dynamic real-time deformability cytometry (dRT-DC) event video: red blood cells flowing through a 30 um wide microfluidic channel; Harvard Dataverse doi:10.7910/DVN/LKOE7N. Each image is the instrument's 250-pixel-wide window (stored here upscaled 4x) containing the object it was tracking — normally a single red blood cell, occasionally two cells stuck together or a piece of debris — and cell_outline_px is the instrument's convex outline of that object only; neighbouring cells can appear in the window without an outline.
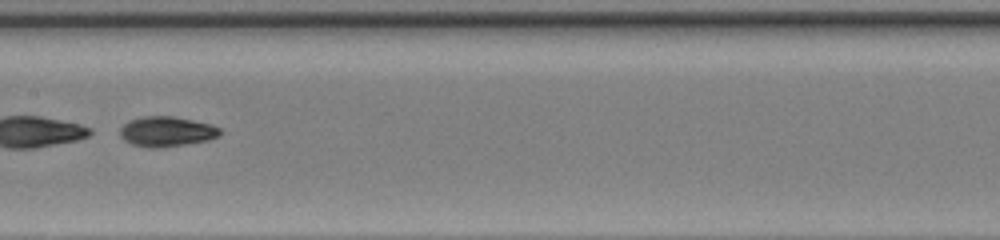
{"species": "common noctule bat (a hibernating species)", "species_latin": "Nyctalus noctula", "temperature_condition": "warm", "stored_images_in_passage": 32, "camera_frame_rate_fps": 3000, "um_per_image_px": 0.085, "animal": {"sex": "female", "body_mass_g": 20.0, "forearm_length_mm": 54.0}, "frame": {"image": 1, "passage_image": 10, "time_ms": 3.0, "image_size_px": [1000, 240], "cell_outline_px": [[220, 136], [208, 140], [164, 148], [148, 148], [132, 144], [124, 140], [120, 136], [120, 128], [128, 120], [144, 116], [172, 116], [192, 120], [208, 124], [220, 128]], "centroid_in_image_um": [14.13, 11.19], "position_along_channel_um": 193.3, "area_um2": 17.57}, "authors_computed_cell_mechanics": {"area_um2": 17.4845, "velocity_mm_per_s": 4.3446, "shape_relaxation_time_tau1_ms": 1.2123, "shape_relaxation_time_tau2_ms": 1.6309, "deformation_change_tau1": 0.3192, "deformation_change_tau2": 0.0491}}